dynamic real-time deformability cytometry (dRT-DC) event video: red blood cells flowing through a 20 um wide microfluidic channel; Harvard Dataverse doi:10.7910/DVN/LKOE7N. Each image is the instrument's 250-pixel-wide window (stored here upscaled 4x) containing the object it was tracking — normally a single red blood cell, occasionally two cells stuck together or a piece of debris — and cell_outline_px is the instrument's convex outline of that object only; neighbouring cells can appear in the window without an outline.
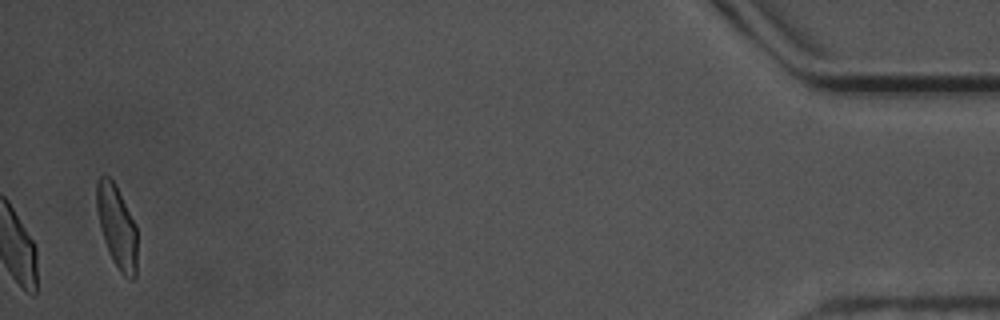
{"species": "common noctule bat (a hibernating species)", "species_latin": "Nyctalus noctula", "temperature_condition": "warm", "stored_images_in_passage": 41, "camera_frame_rate_fps": 3000, "um_per_image_px": 0.085, "animal": {"sex": "male", "body_mass_g": 17.5, "forearm_length_mm": 52.3}, "frame": {"image": 1, "passage_image": 41, "time_ms": 13.333, "image_size_px": [1000, 320], "cell_outline_px": [[136, 276], [132, 280], [124, 276], [120, 272], [112, 260], [108, 252], [104, 240], [96, 208], [96, 184], [100, 176], [108, 176], [112, 180], [136, 224]], "centroid_in_image_um": [9.93, 19.29], "position_along_channel_um": 425.3, "area_um2": 19.31}, "authors_computed_cell_mechanics": {"area_um2": 21.4438, "velocity_mm_per_s": 3.5208, "shape_relaxation_time_tau1_ms": 2.6049, "shape_relaxation_time_tau2_ms": 1.2411, "deformation_change_tau1": 0.0813, "deformation_change_tau2": 0.0513}}